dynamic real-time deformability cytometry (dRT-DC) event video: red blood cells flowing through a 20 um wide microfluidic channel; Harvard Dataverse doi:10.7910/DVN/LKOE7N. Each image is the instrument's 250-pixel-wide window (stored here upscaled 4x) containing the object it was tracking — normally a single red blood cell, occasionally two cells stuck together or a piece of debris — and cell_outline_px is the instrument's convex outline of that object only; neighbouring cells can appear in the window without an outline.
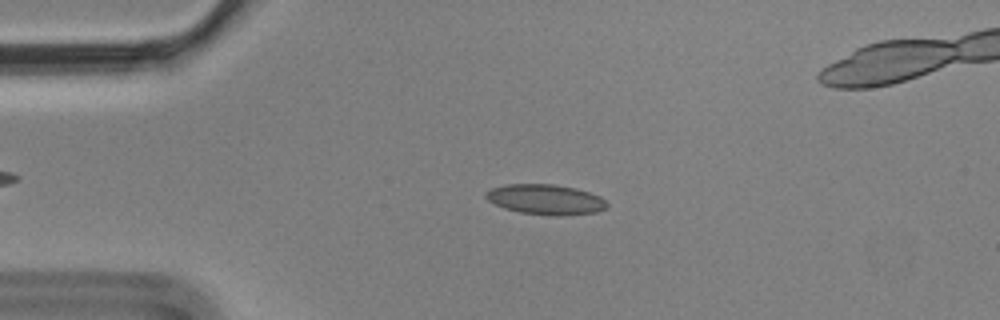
{"species": "Egyptian fruit bat (a non-hibernating species)", "species_latin": "Rousettus aegyptiacus", "temperature_condition": "cold", "stored_images_in_passage": 5, "camera_frame_rate_fps": 3000, "um_per_image_px": 0.085, "animal": {"sex": "male"}, "frame": {"image": 1, "passage_image": 3, "time_ms": 0.667, "image_size_px": [1000, 320], "cell_outline_px": [[608, 208], [596, 212], [560, 216], [552, 216], [520, 212], [504, 208], [488, 200], [484, 196], [484, 192], [492, 188], [504, 184], [556, 184], [576, 188], [600, 196], [608, 204]], "centroid_in_image_um": [46.37, 16.95], "position_along_channel_um": 38.6, "area_um2": 21.44}}